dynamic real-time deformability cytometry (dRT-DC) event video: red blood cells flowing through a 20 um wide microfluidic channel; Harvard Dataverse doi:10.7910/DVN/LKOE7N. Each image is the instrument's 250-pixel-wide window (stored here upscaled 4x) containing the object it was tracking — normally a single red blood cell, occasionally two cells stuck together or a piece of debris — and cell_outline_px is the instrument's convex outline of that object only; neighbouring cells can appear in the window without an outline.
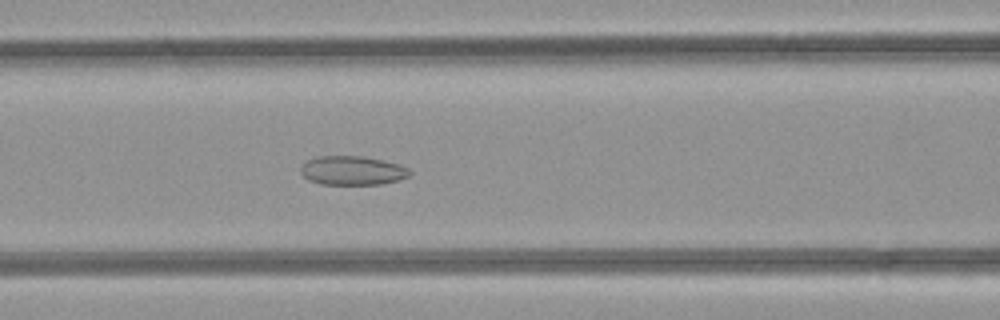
{"species": "common noctule bat (a hibernating species)", "species_latin": "Nyctalus noctula", "temperature_condition": "room temperature", "stored_images_in_passage": 48, "camera_frame_rate_fps": 3000, "um_per_image_px": 0.085, "animal": {"sex": "female", "body_mass_g": 21.9}, "frame": {"image": 1, "passage_image": 20, "time_ms": 6.333, "image_size_px": [1000, 320], "cell_outline_px": [[412, 172], [408, 176], [396, 180], [380, 184], [320, 184], [308, 180], [300, 172], [300, 168], [308, 160], [320, 156], [364, 156], [384, 160], [400, 164], [408, 168]], "centroid_in_image_um": [29.96, 14.49], "position_along_channel_um": 136.6, "area_um2": 18.38}}
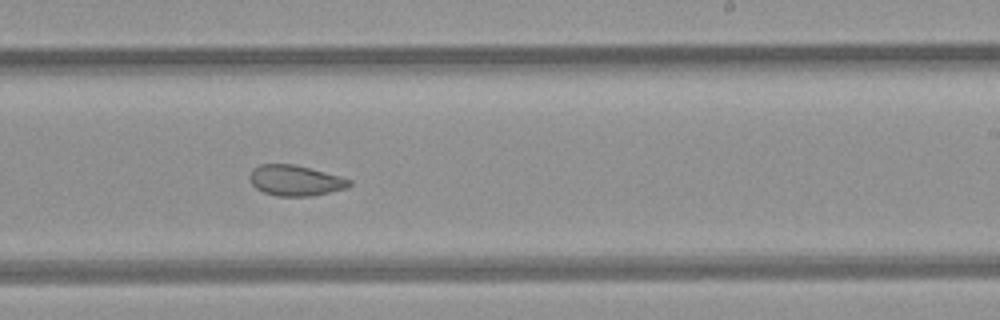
{"frame": {"image": 2, "passage_image": 29, "time_ms": 9.333, "image_size_px": [1000, 320], "cell_outline_px": [[352, 184], [348, 188], [312, 196], [276, 196], [264, 192], [256, 188], [248, 180], [248, 176], [252, 168], [260, 164], [292, 164], [340, 176], [352, 180]], "centroid_in_image_um": [25.08, 15.34], "position_along_channel_um": 263.9, "area_um2": 17.86}}
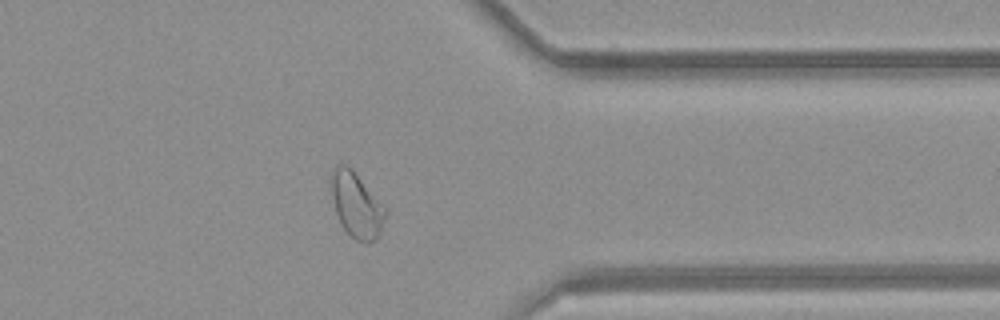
{"frame": {"image": 3, "passage_image": 38, "time_ms": 12.333, "image_size_px": [1000, 320], "cell_outline_px": [[388, 212], [380, 232], [368, 244], [356, 240], [340, 224], [336, 212], [328, 180], [336, 164], [344, 164], [352, 168], [388, 208]], "centroid_in_image_um": [30.3, 17.37], "position_along_channel_um": 381.1, "area_um2": 20.98}, "authors_computed_cell_mechanics": {"area_um2": 22.2819, "velocity_mm_per_s": 4.2525, "shape_relaxation_time_tau1_ms": null, "shape_relaxation_time_tau2_ms": 2.4835, "deformation_change_tau1": null, "deformation_change_tau2": 0.0802}}